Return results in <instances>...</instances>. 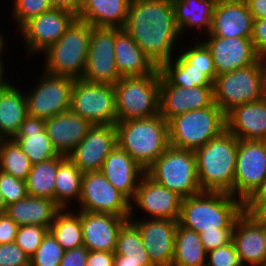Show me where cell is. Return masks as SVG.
<instances>
[{
	"label": "cell",
	"instance_id": "32",
	"mask_svg": "<svg viewBox=\"0 0 266 266\" xmlns=\"http://www.w3.org/2000/svg\"><path fill=\"white\" fill-rule=\"evenodd\" d=\"M216 2L217 0H172L175 22L181 37L184 31L190 28L193 30V27L201 33L205 31L207 35Z\"/></svg>",
	"mask_w": 266,
	"mask_h": 266
},
{
	"label": "cell",
	"instance_id": "35",
	"mask_svg": "<svg viewBox=\"0 0 266 266\" xmlns=\"http://www.w3.org/2000/svg\"><path fill=\"white\" fill-rule=\"evenodd\" d=\"M177 57H175L176 59L172 58L169 61L163 62L158 67L160 76L169 85L183 88L213 86V81L205 74V70L194 68L192 64L179 54V51Z\"/></svg>",
	"mask_w": 266,
	"mask_h": 266
},
{
	"label": "cell",
	"instance_id": "20",
	"mask_svg": "<svg viewBox=\"0 0 266 266\" xmlns=\"http://www.w3.org/2000/svg\"><path fill=\"white\" fill-rule=\"evenodd\" d=\"M205 38L207 39L203 42L213 57L216 75L247 67L260 59L254 50L251 38L218 36H206Z\"/></svg>",
	"mask_w": 266,
	"mask_h": 266
},
{
	"label": "cell",
	"instance_id": "9",
	"mask_svg": "<svg viewBox=\"0 0 266 266\" xmlns=\"http://www.w3.org/2000/svg\"><path fill=\"white\" fill-rule=\"evenodd\" d=\"M145 173L183 198L202 192L197 176L196 156L192 150L169 146Z\"/></svg>",
	"mask_w": 266,
	"mask_h": 266
},
{
	"label": "cell",
	"instance_id": "52",
	"mask_svg": "<svg viewBox=\"0 0 266 266\" xmlns=\"http://www.w3.org/2000/svg\"><path fill=\"white\" fill-rule=\"evenodd\" d=\"M243 211L266 226V202H243Z\"/></svg>",
	"mask_w": 266,
	"mask_h": 266
},
{
	"label": "cell",
	"instance_id": "48",
	"mask_svg": "<svg viewBox=\"0 0 266 266\" xmlns=\"http://www.w3.org/2000/svg\"><path fill=\"white\" fill-rule=\"evenodd\" d=\"M251 41L258 56L266 59V19H254Z\"/></svg>",
	"mask_w": 266,
	"mask_h": 266
},
{
	"label": "cell",
	"instance_id": "53",
	"mask_svg": "<svg viewBox=\"0 0 266 266\" xmlns=\"http://www.w3.org/2000/svg\"><path fill=\"white\" fill-rule=\"evenodd\" d=\"M53 8L65 9L78 16L82 0H50Z\"/></svg>",
	"mask_w": 266,
	"mask_h": 266
},
{
	"label": "cell",
	"instance_id": "55",
	"mask_svg": "<svg viewBox=\"0 0 266 266\" xmlns=\"http://www.w3.org/2000/svg\"><path fill=\"white\" fill-rule=\"evenodd\" d=\"M244 202H266V179Z\"/></svg>",
	"mask_w": 266,
	"mask_h": 266
},
{
	"label": "cell",
	"instance_id": "56",
	"mask_svg": "<svg viewBox=\"0 0 266 266\" xmlns=\"http://www.w3.org/2000/svg\"><path fill=\"white\" fill-rule=\"evenodd\" d=\"M113 266H155L152 262L122 261V255L115 253Z\"/></svg>",
	"mask_w": 266,
	"mask_h": 266
},
{
	"label": "cell",
	"instance_id": "6",
	"mask_svg": "<svg viewBox=\"0 0 266 266\" xmlns=\"http://www.w3.org/2000/svg\"><path fill=\"white\" fill-rule=\"evenodd\" d=\"M226 130L225 113L211 106L185 112L168 121L169 145L195 151Z\"/></svg>",
	"mask_w": 266,
	"mask_h": 266
},
{
	"label": "cell",
	"instance_id": "24",
	"mask_svg": "<svg viewBox=\"0 0 266 266\" xmlns=\"http://www.w3.org/2000/svg\"><path fill=\"white\" fill-rule=\"evenodd\" d=\"M93 125L71 110L45 120L44 129L59 155L68 156Z\"/></svg>",
	"mask_w": 266,
	"mask_h": 266
},
{
	"label": "cell",
	"instance_id": "7",
	"mask_svg": "<svg viewBox=\"0 0 266 266\" xmlns=\"http://www.w3.org/2000/svg\"><path fill=\"white\" fill-rule=\"evenodd\" d=\"M160 72L142 77H121L114 84L118 121L145 119L160 112Z\"/></svg>",
	"mask_w": 266,
	"mask_h": 266
},
{
	"label": "cell",
	"instance_id": "60",
	"mask_svg": "<svg viewBox=\"0 0 266 266\" xmlns=\"http://www.w3.org/2000/svg\"><path fill=\"white\" fill-rule=\"evenodd\" d=\"M7 205L4 202L3 196L0 192V214L6 213Z\"/></svg>",
	"mask_w": 266,
	"mask_h": 266
},
{
	"label": "cell",
	"instance_id": "2",
	"mask_svg": "<svg viewBox=\"0 0 266 266\" xmlns=\"http://www.w3.org/2000/svg\"><path fill=\"white\" fill-rule=\"evenodd\" d=\"M238 139L224 130L194 151L202 191L225 192L234 197Z\"/></svg>",
	"mask_w": 266,
	"mask_h": 266
},
{
	"label": "cell",
	"instance_id": "27",
	"mask_svg": "<svg viewBox=\"0 0 266 266\" xmlns=\"http://www.w3.org/2000/svg\"><path fill=\"white\" fill-rule=\"evenodd\" d=\"M115 60L120 77H142L158 67L123 29L115 27Z\"/></svg>",
	"mask_w": 266,
	"mask_h": 266
},
{
	"label": "cell",
	"instance_id": "46",
	"mask_svg": "<svg viewBox=\"0 0 266 266\" xmlns=\"http://www.w3.org/2000/svg\"><path fill=\"white\" fill-rule=\"evenodd\" d=\"M0 266H30V256L15 242L0 244Z\"/></svg>",
	"mask_w": 266,
	"mask_h": 266
},
{
	"label": "cell",
	"instance_id": "22",
	"mask_svg": "<svg viewBox=\"0 0 266 266\" xmlns=\"http://www.w3.org/2000/svg\"><path fill=\"white\" fill-rule=\"evenodd\" d=\"M232 242L243 266H259L266 261V226L244 211L235 221Z\"/></svg>",
	"mask_w": 266,
	"mask_h": 266
},
{
	"label": "cell",
	"instance_id": "10",
	"mask_svg": "<svg viewBox=\"0 0 266 266\" xmlns=\"http://www.w3.org/2000/svg\"><path fill=\"white\" fill-rule=\"evenodd\" d=\"M70 110L92 125H115L117 114L114 85L82 78L74 80Z\"/></svg>",
	"mask_w": 266,
	"mask_h": 266
},
{
	"label": "cell",
	"instance_id": "8",
	"mask_svg": "<svg viewBox=\"0 0 266 266\" xmlns=\"http://www.w3.org/2000/svg\"><path fill=\"white\" fill-rule=\"evenodd\" d=\"M266 76V59L255 64L217 75L213 82V101L226 114L232 108L261 100L262 83Z\"/></svg>",
	"mask_w": 266,
	"mask_h": 266
},
{
	"label": "cell",
	"instance_id": "49",
	"mask_svg": "<svg viewBox=\"0 0 266 266\" xmlns=\"http://www.w3.org/2000/svg\"><path fill=\"white\" fill-rule=\"evenodd\" d=\"M89 250L80 246L64 252L60 266H86Z\"/></svg>",
	"mask_w": 266,
	"mask_h": 266
},
{
	"label": "cell",
	"instance_id": "31",
	"mask_svg": "<svg viewBox=\"0 0 266 266\" xmlns=\"http://www.w3.org/2000/svg\"><path fill=\"white\" fill-rule=\"evenodd\" d=\"M22 91L14 84L0 90V139H13L28 115Z\"/></svg>",
	"mask_w": 266,
	"mask_h": 266
},
{
	"label": "cell",
	"instance_id": "39",
	"mask_svg": "<svg viewBox=\"0 0 266 266\" xmlns=\"http://www.w3.org/2000/svg\"><path fill=\"white\" fill-rule=\"evenodd\" d=\"M115 253L122 255V261L152 262L138 228L130 220L119 231Z\"/></svg>",
	"mask_w": 266,
	"mask_h": 266
},
{
	"label": "cell",
	"instance_id": "23",
	"mask_svg": "<svg viewBox=\"0 0 266 266\" xmlns=\"http://www.w3.org/2000/svg\"><path fill=\"white\" fill-rule=\"evenodd\" d=\"M129 217L81 211L83 246L89 251L115 252L121 227Z\"/></svg>",
	"mask_w": 266,
	"mask_h": 266
},
{
	"label": "cell",
	"instance_id": "41",
	"mask_svg": "<svg viewBox=\"0 0 266 266\" xmlns=\"http://www.w3.org/2000/svg\"><path fill=\"white\" fill-rule=\"evenodd\" d=\"M65 250L48 232L36 252L30 257V266H60Z\"/></svg>",
	"mask_w": 266,
	"mask_h": 266
},
{
	"label": "cell",
	"instance_id": "42",
	"mask_svg": "<svg viewBox=\"0 0 266 266\" xmlns=\"http://www.w3.org/2000/svg\"><path fill=\"white\" fill-rule=\"evenodd\" d=\"M13 4L11 17L19 29L31 18L53 8L50 0H14Z\"/></svg>",
	"mask_w": 266,
	"mask_h": 266
},
{
	"label": "cell",
	"instance_id": "3",
	"mask_svg": "<svg viewBox=\"0 0 266 266\" xmlns=\"http://www.w3.org/2000/svg\"><path fill=\"white\" fill-rule=\"evenodd\" d=\"M243 212V202L229 193L202 191L183 198L178 223L196 231H218L234 228L237 217Z\"/></svg>",
	"mask_w": 266,
	"mask_h": 266
},
{
	"label": "cell",
	"instance_id": "45",
	"mask_svg": "<svg viewBox=\"0 0 266 266\" xmlns=\"http://www.w3.org/2000/svg\"><path fill=\"white\" fill-rule=\"evenodd\" d=\"M206 266H243L233 242L207 252Z\"/></svg>",
	"mask_w": 266,
	"mask_h": 266
},
{
	"label": "cell",
	"instance_id": "14",
	"mask_svg": "<svg viewBox=\"0 0 266 266\" xmlns=\"http://www.w3.org/2000/svg\"><path fill=\"white\" fill-rule=\"evenodd\" d=\"M266 179V141L238 140L234 197L244 202Z\"/></svg>",
	"mask_w": 266,
	"mask_h": 266
},
{
	"label": "cell",
	"instance_id": "43",
	"mask_svg": "<svg viewBox=\"0 0 266 266\" xmlns=\"http://www.w3.org/2000/svg\"><path fill=\"white\" fill-rule=\"evenodd\" d=\"M48 232L49 228L40 225L19 226L14 242L31 257Z\"/></svg>",
	"mask_w": 266,
	"mask_h": 266
},
{
	"label": "cell",
	"instance_id": "59",
	"mask_svg": "<svg viewBox=\"0 0 266 266\" xmlns=\"http://www.w3.org/2000/svg\"><path fill=\"white\" fill-rule=\"evenodd\" d=\"M2 33V34H1ZM6 43V40L4 38L3 32H0V57L3 56V51L5 50L4 48H6L4 45Z\"/></svg>",
	"mask_w": 266,
	"mask_h": 266
},
{
	"label": "cell",
	"instance_id": "58",
	"mask_svg": "<svg viewBox=\"0 0 266 266\" xmlns=\"http://www.w3.org/2000/svg\"><path fill=\"white\" fill-rule=\"evenodd\" d=\"M261 101L266 105V76L262 83Z\"/></svg>",
	"mask_w": 266,
	"mask_h": 266
},
{
	"label": "cell",
	"instance_id": "1",
	"mask_svg": "<svg viewBox=\"0 0 266 266\" xmlns=\"http://www.w3.org/2000/svg\"><path fill=\"white\" fill-rule=\"evenodd\" d=\"M123 29L157 67L174 58L181 40L172 0H130Z\"/></svg>",
	"mask_w": 266,
	"mask_h": 266
},
{
	"label": "cell",
	"instance_id": "28",
	"mask_svg": "<svg viewBox=\"0 0 266 266\" xmlns=\"http://www.w3.org/2000/svg\"><path fill=\"white\" fill-rule=\"evenodd\" d=\"M44 123L43 119L27 115L13 138L32 165L59 156L44 129Z\"/></svg>",
	"mask_w": 266,
	"mask_h": 266
},
{
	"label": "cell",
	"instance_id": "54",
	"mask_svg": "<svg viewBox=\"0 0 266 266\" xmlns=\"http://www.w3.org/2000/svg\"><path fill=\"white\" fill-rule=\"evenodd\" d=\"M254 19H266V0H245Z\"/></svg>",
	"mask_w": 266,
	"mask_h": 266
},
{
	"label": "cell",
	"instance_id": "38",
	"mask_svg": "<svg viewBox=\"0 0 266 266\" xmlns=\"http://www.w3.org/2000/svg\"><path fill=\"white\" fill-rule=\"evenodd\" d=\"M32 163L14 139H0V170L26 180Z\"/></svg>",
	"mask_w": 266,
	"mask_h": 266
},
{
	"label": "cell",
	"instance_id": "15",
	"mask_svg": "<svg viewBox=\"0 0 266 266\" xmlns=\"http://www.w3.org/2000/svg\"><path fill=\"white\" fill-rule=\"evenodd\" d=\"M76 19L77 15L71 11L51 8L27 21L20 28V33L29 55L44 52L59 40Z\"/></svg>",
	"mask_w": 266,
	"mask_h": 266
},
{
	"label": "cell",
	"instance_id": "34",
	"mask_svg": "<svg viewBox=\"0 0 266 266\" xmlns=\"http://www.w3.org/2000/svg\"><path fill=\"white\" fill-rule=\"evenodd\" d=\"M82 177L83 173L68 156L60 155L54 190V202L60 209H70L72 199L79 202Z\"/></svg>",
	"mask_w": 266,
	"mask_h": 266
},
{
	"label": "cell",
	"instance_id": "47",
	"mask_svg": "<svg viewBox=\"0 0 266 266\" xmlns=\"http://www.w3.org/2000/svg\"><path fill=\"white\" fill-rule=\"evenodd\" d=\"M233 228H218V231H204L199 233L205 250L222 247L232 242Z\"/></svg>",
	"mask_w": 266,
	"mask_h": 266
},
{
	"label": "cell",
	"instance_id": "50",
	"mask_svg": "<svg viewBox=\"0 0 266 266\" xmlns=\"http://www.w3.org/2000/svg\"><path fill=\"white\" fill-rule=\"evenodd\" d=\"M18 227L6 213L0 214V244L14 242Z\"/></svg>",
	"mask_w": 266,
	"mask_h": 266
},
{
	"label": "cell",
	"instance_id": "12",
	"mask_svg": "<svg viewBox=\"0 0 266 266\" xmlns=\"http://www.w3.org/2000/svg\"><path fill=\"white\" fill-rule=\"evenodd\" d=\"M79 211L129 217L130 200L100 172H85L82 177Z\"/></svg>",
	"mask_w": 266,
	"mask_h": 266
},
{
	"label": "cell",
	"instance_id": "36",
	"mask_svg": "<svg viewBox=\"0 0 266 266\" xmlns=\"http://www.w3.org/2000/svg\"><path fill=\"white\" fill-rule=\"evenodd\" d=\"M74 212L73 209H60L49 228L65 251L83 246L81 211Z\"/></svg>",
	"mask_w": 266,
	"mask_h": 266
},
{
	"label": "cell",
	"instance_id": "40",
	"mask_svg": "<svg viewBox=\"0 0 266 266\" xmlns=\"http://www.w3.org/2000/svg\"><path fill=\"white\" fill-rule=\"evenodd\" d=\"M180 51L179 53L192 64L194 68L205 70V74L214 82L217 75L213 57L209 48L203 41L198 39L194 45L191 44L187 49H185V47L182 49L181 47Z\"/></svg>",
	"mask_w": 266,
	"mask_h": 266
},
{
	"label": "cell",
	"instance_id": "17",
	"mask_svg": "<svg viewBox=\"0 0 266 266\" xmlns=\"http://www.w3.org/2000/svg\"><path fill=\"white\" fill-rule=\"evenodd\" d=\"M116 146L115 125H93L68 158L82 173L99 171L106 157Z\"/></svg>",
	"mask_w": 266,
	"mask_h": 266
},
{
	"label": "cell",
	"instance_id": "57",
	"mask_svg": "<svg viewBox=\"0 0 266 266\" xmlns=\"http://www.w3.org/2000/svg\"><path fill=\"white\" fill-rule=\"evenodd\" d=\"M3 58L0 57V90L7 88L8 86H10L12 83H10V81L8 82V80L6 81V79L8 78H4L5 76V70L6 69L3 65H4V61L2 60ZM5 79V80H4Z\"/></svg>",
	"mask_w": 266,
	"mask_h": 266
},
{
	"label": "cell",
	"instance_id": "21",
	"mask_svg": "<svg viewBox=\"0 0 266 266\" xmlns=\"http://www.w3.org/2000/svg\"><path fill=\"white\" fill-rule=\"evenodd\" d=\"M253 21L245 0L217 1L207 36L251 38Z\"/></svg>",
	"mask_w": 266,
	"mask_h": 266
},
{
	"label": "cell",
	"instance_id": "33",
	"mask_svg": "<svg viewBox=\"0 0 266 266\" xmlns=\"http://www.w3.org/2000/svg\"><path fill=\"white\" fill-rule=\"evenodd\" d=\"M207 251L200 235L177 224L174 237V257L171 266H206Z\"/></svg>",
	"mask_w": 266,
	"mask_h": 266
},
{
	"label": "cell",
	"instance_id": "25",
	"mask_svg": "<svg viewBox=\"0 0 266 266\" xmlns=\"http://www.w3.org/2000/svg\"><path fill=\"white\" fill-rule=\"evenodd\" d=\"M129 200L138 188L145 169L118 145L109 153L99 170Z\"/></svg>",
	"mask_w": 266,
	"mask_h": 266
},
{
	"label": "cell",
	"instance_id": "51",
	"mask_svg": "<svg viewBox=\"0 0 266 266\" xmlns=\"http://www.w3.org/2000/svg\"><path fill=\"white\" fill-rule=\"evenodd\" d=\"M115 252L89 251L86 266H113Z\"/></svg>",
	"mask_w": 266,
	"mask_h": 266
},
{
	"label": "cell",
	"instance_id": "19",
	"mask_svg": "<svg viewBox=\"0 0 266 266\" xmlns=\"http://www.w3.org/2000/svg\"><path fill=\"white\" fill-rule=\"evenodd\" d=\"M160 112L165 120L184 114L188 111L211 106L213 101V86H195L183 88L169 85L160 76Z\"/></svg>",
	"mask_w": 266,
	"mask_h": 266
},
{
	"label": "cell",
	"instance_id": "13",
	"mask_svg": "<svg viewBox=\"0 0 266 266\" xmlns=\"http://www.w3.org/2000/svg\"><path fill=\"white\" fill-rule=\"evenodd\" d=\"M115 27L91 26L82 79L114 85L121 77L115 60Z\"/></svg>",
	"mask_w": 266,
	"mask_h": 266
},
{
	"label": "cell",
	"instance_id": "37",
	"mask_svg": "<svg viewBox=\"0 0 266 266\" xmlns=\"http://www.w3.org/2000/svg\"><path fill=\"white\" fill-rule=\"evenodd\" d=\"M60 165V155L32 165L27 176L26 186L30 196L54 200L55 178Z\"/></svg>",
	"mask_w": 266,
	"mask_h": 266
},
{
	"label": "cell",
	"instance_id": "5",
	"mask_svg": "<svg viewBox=\"0 0 266 266\" xmlns=\"http://www.w3.org/2000/svg\"><path fill=\"white\" fill-rule=\"evenodd\" d=\"M91 25L76 19L59 40L50 45L45 56L44 71L58 76L81 79L87 61Z\"/></svg>",
	"mask_w": 266,
	"mask_h": 266
},
{
	"label": "cell",
	"instance_id": "18",
	"mask_svg": "<svg viewBox=\"0 0 266 266\" xmlns=\"http://www.w3.org/2000/svg\"><path fill=\"white\" fill-rule=\"evenodd\" d=\"M129 220L138 228L144 247L155 266H171L174 257V237L178 220L147 218Z\"/></svg>",
	"mask_w": 266,
	"mask_h": 266
},
{
	"label": "cell",
	"instance_id": "4",
	"mask_svg": "<svg viewBox=\"0 0 266 266\" xmlns=\"http://www.w3.org/2000/svg\"><path fill=\"white\" fill-rule=\"evenodd\" d=\"M115 127L117 145L145 170L170 146L168 121L160 114L145 119L118 121Z\"/></svg>",
	"mask_w": 266,
	"mask_h": 266
},
{
	"label": "cell",
	"instance_id": "29",
	"mask_svg": "<svg viewBox=\"0 0 266 266\" xmlns=\"http://www.w3.org/2000/svg\"><path fill=\"white\" fill-rule=\"evenodd\" d=\"M130 0H82L77 19L96 27L123 28Z\"/></svg>",
	"mask_w": 266,
	"mask_h": 266
},
{
	"label": "cell",
	"instance_id": "61",
	"mask_svg": "<svg viewBox=\"0 0 266 266\" xmlns=\"http://www.w3.org/2000/svg\"><path fill=\"white\" fill-rule=\"evenodd\" d=\"M259 266H266V261L263 264L259 265Z\"/></svg>",
	"mask_w": 266,
	"mask_h": 266
},
{
	"label": "cell",
	"instance_id": "26",
	"mask_svg": "<svg viewBox=\"0 0 266 266\" xmlns=\"http://www.w3.org/2000/svg\"><path fill=\"white\" fill-rule=\"evenodd\" d=\"M225 119L226 130L238 140L266 141V105L261 100L235 106Z\"/></svg>",
	"mask_w": 266,
	"mask_h": 266
},
{
	"label": "cell",
	"instance_id": "16",
	"mask_svg": "<svg viewBox=\"0 0 266 266\" xmlns=\"http://www.w3.org/2000/svg\"><path fill=\"white\" fill-rule=\"evenodd\" d=\"M183 197L177 192L155 182L146 173L141 177L134 197L130 200V215L134 205L149 218L178 220ZM134 203V204H133Z\"/></svg>",
	"mask_w": 266,
	"mask_h": 266
},
{
	"label": "cell",
	"instance_id": "44",
	"mask_svg": "<svg viewBox=\"0 0 266 266\" xmlns=\"http://www.w3.org/2000/svg\"><path fill=\"white\" fill-rule=\"evenodd\" d=\"M0 192L5 204L8 206L24 199L28 195L26 181L0 170Z\"/></svg>",
	"mask_w": 266,
	"mask_h": 266
},
{
	"label": "cell",
	"instance_id": "30",
	"mask_svg": "<svg viewBox=\"0 0 266 266\" xmlns=\"http://www.w3.org/2000/svg\"><path fill=\"white\" fill-rule=\"evenodd\" d=\"M60 208L54 200L27 195L24 199L7 206L6 214L18 226L40 225L50 228Z\"/></svg>",
	"mask_w": 266,
	"mask_h": 266
},
{
	"label": "cell",
	"instance_id": "11",
	"mask_svg": "<svg viewBox=\"0 0 266 266\" xmlns=\"http://www.w3.org/2000/svg\"><path fill=\"white\" fill-rule=\"evenodd\" d=\"M41 74L38 83L24 94L28 115L46 120L70 110L74 80L69 77L52 75L44 70Z\"/></svg>",
	"mask_w": 266,
	"mask_h": 266
}]
</instances>
